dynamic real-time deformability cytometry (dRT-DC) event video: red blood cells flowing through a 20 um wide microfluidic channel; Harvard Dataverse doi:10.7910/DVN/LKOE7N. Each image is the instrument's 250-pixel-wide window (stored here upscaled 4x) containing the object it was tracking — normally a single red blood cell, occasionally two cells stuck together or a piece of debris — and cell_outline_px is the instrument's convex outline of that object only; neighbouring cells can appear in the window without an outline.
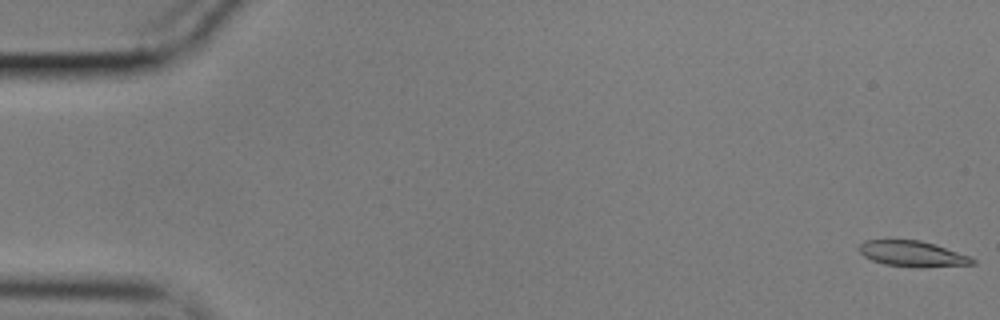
{"species": "common noctule bat (a hibernating species)", "species_latin": "Nyctalus noctula", "temperature_condition": "cold", "stored_images_in_passage": 56, "camera_frame_rate_fps": 3000, "um_per_image_px": 0.085, "animal": {"sex": "male", "body_mass_g": 17.9}, "frame": {"image": 1, "passage_image": 1, "time_ms": 0.0, "image_size_px": [1000, 320], "cell_outline_px": [[976, 264], [920, 268], [884, 264], [872, 260], [864, 256], [856, 248], [864, 240], [920, 240], [972, 256], [976, 260]], "centroid_in_image_um": [77.58, 21.58], "position_along_channel_um": 7.4, "area_um2": 17.17}}
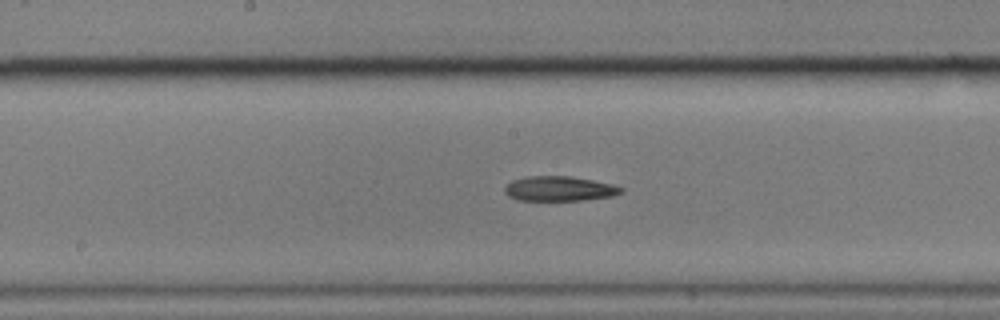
{"frame": {"image": 2, "passage_image": 29, "time_ms": 9.333, "image_size_px": [1000, 320], "cell_outline_px": [[624, 192], [612, 196], [584, 200], [520, 200], [508, 196], [504, 192], [504, 188], [512, 180], [528, 176], [568, 176], [592, 180], [612, 184], [624, 188]], "centroid_in_image_um": [47.55, 16.04], "position_along_channel_um": 200.6, "area_um2": 16.76}}
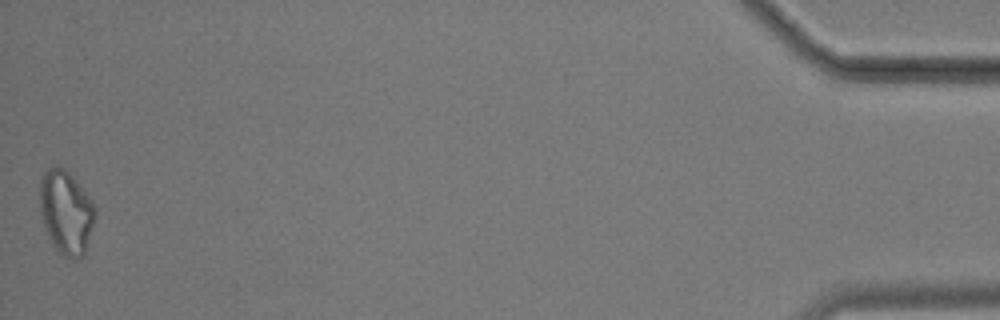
{"frame": {"image": 3, "passage_image": 56, "time_ms": 18.333, "image_size_px": [1000, 320], "cell_outline_px": [[96, 212], [92, 228], [84, 252], [80, 256], [64, 256], [56, 252], [48, 236], [40, 212], [40, 180], [44, 172], [48, 168], [56, 164], [64, 168], [68, 172], [92, 200], [96, 208]], "centroid_in_image_um": [5.59, 17.99], "position_along_channel_um": 429.6, "area_um2": 26.65}}